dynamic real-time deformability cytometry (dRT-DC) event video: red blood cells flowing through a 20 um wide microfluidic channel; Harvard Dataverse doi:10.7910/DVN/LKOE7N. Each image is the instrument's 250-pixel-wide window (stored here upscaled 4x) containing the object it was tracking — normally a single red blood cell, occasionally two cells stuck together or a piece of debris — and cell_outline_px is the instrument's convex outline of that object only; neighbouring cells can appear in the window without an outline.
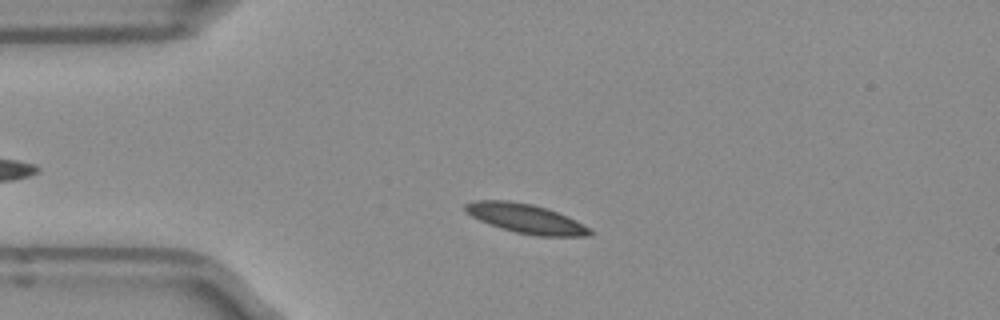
{"species": "Egyptian fruit bat (a non-hibernating species)", "species_latin": "Rousettus aegyptiacus", "temperature_condition": "room temperature", "stored_images_in_passage": 38, "camera_frame_rate_fps": 3000, "um_per_image_px": 0.085, "frame": {"image": 1, "passage_image": 8, "time_ms": 2.333, "image_size_px": [1000, 320], "cell_outline_px": [[592, 232], [588, 236], [536, 236], [516, 232], [500, 228], [488, 224], [472, 216], [464, 208], [464, 204], [472, 200], [508, 200], [532, 204], [556, 212], [588, 228]], "centroid_in_image_um": [44.6, 18.57], "position_along_channel_um": 40.4, "area_um2": 20.81}}
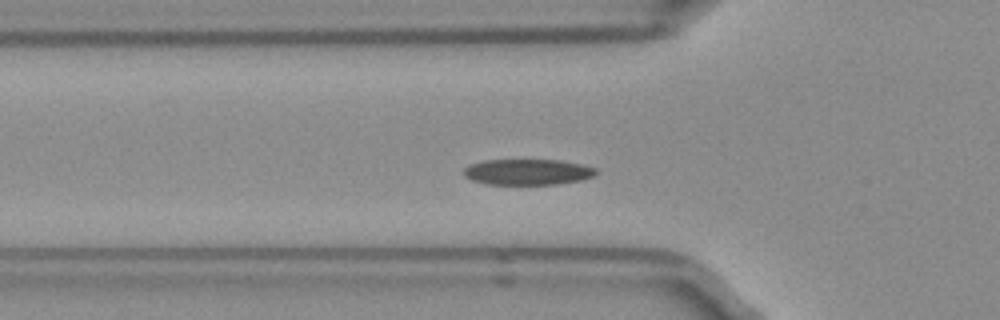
{"frame": {"image": 2, "passage_image": 13, "time_ms": 4.0, "image_size_px": [1000, 320], "cell_outline_px": [[600, 172], [596, 176], [580, 180], [556, 184], [484, 184], [472, 180], [464, 176], [464, 168], [472, 164], [484, 160], [560, 160], [580, 164], [596, 168]], "centroid_in_image_um": [44.88, 14.62], "position_along_channel_um": 80.9, "area_um2": 19.94}}
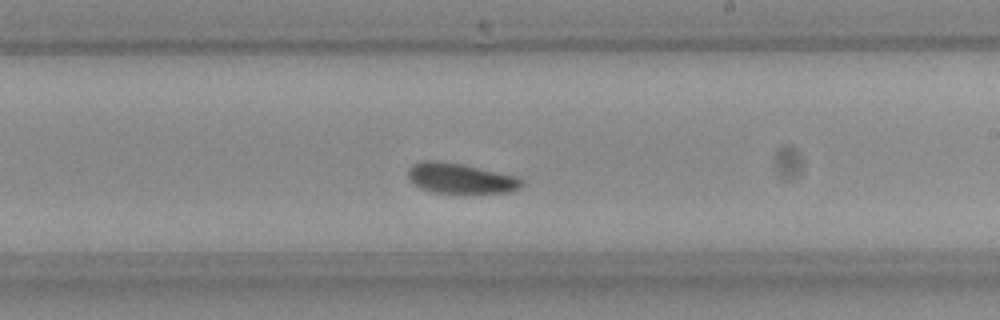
{"frame": {"image": 3, "passage_image": 26, "time_ms": 8.333, "image_size_px": [1000, 320], "cell_outline_px": [[524, 184], [520, 188], [508, 192], [472, 196], [432, 192], [420, 188], [408, 180], [408, 168], [412, 164], [424, 160], [436, 160], [460, 164], [516, 176], [524, 180]], "centroid_in_image_um": [39.15, 15.22], "position_along_channel_um": 249.9, "area_um2": 20.92}, "authors_computed_cell_mechanics": {"area_um2": 20.2589, "velocity_mm_per_s": 3.8894, "shape_relaxation_time_tau1_ms": 1.7882, "shape_relaxation_time_tau2_ms": 4.9188, "deformation_change_tau1": 0.089, "deformation_change_tau2": 0.0903}}